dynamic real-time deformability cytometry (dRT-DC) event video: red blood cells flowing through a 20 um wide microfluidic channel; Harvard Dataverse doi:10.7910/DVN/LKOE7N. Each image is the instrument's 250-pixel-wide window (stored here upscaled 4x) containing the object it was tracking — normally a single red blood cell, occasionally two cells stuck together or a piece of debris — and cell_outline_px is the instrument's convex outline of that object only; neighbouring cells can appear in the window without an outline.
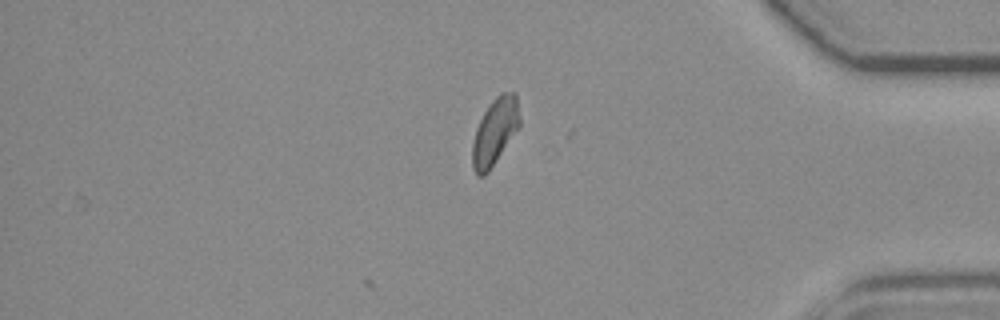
{"species": "common noctule bat (a hibernating species)", "species_latin": "Nyctalus noctula", "temperature_condition": "room temperature", "stored_images_in_passage": 30, "camera_frame_rate_fps": 3000, "um_per_image_px": 0.085, "animal": {"sex": "female", "body_mass_g": 19.3, "forearm_length_mm": 54.1}, "frame": {"image": 1, "passage_image": 30, "time_ms": 9.667, "image_size_px": [1000, 320], "cell_outline_px": [[520, 128], [488, 172], [484, 176], [476, 176], [472, 168], [472, 144], [476, 128], [484, 112], [492, 100], [500, 92], [516, 92], [520, 120]], "centroid_in_image_um": [42.07, 11.2], "position_along_channel_um": 393.1, "area_um2": 18.61}}